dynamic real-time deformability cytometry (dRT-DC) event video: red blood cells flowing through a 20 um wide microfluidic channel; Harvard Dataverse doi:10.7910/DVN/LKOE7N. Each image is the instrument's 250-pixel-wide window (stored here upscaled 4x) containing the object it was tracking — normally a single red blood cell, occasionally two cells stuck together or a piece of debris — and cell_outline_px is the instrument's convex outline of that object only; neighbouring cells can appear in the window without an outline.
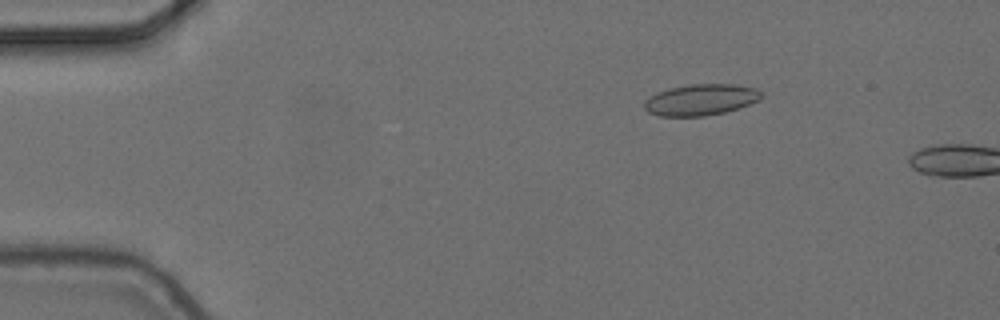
{"species": "common noctule bat (a hibernating species)", "species_latin": "Nyctalus noctula", "temperature_condition": "cold", "stored_images_in_passage": 2, "camera_frame_rate_fps": 3000, "um_per_image_px": 0.085, "animal": {"sex": "female", "body_mass_g": 24.6, "forearm_length_mm": 56.2}, "frame": {"image": 1, "passage_image": 1, "time_ms": 0.0, "image_size_px": [1000, 320], "cell_outline_px": [[764, 96], [760, 100], [740, 108], [724, 112], [704, 116], [660, 116], [648, 112], [644, 108], [644, 100], [656, 92], [672, 88], [692, 84], [732, 84], [756, 88]], "centroid_in_image_um": [59.58, 8.48], "position_along_channel_um": 25.4, "area_um2": 21.33}}